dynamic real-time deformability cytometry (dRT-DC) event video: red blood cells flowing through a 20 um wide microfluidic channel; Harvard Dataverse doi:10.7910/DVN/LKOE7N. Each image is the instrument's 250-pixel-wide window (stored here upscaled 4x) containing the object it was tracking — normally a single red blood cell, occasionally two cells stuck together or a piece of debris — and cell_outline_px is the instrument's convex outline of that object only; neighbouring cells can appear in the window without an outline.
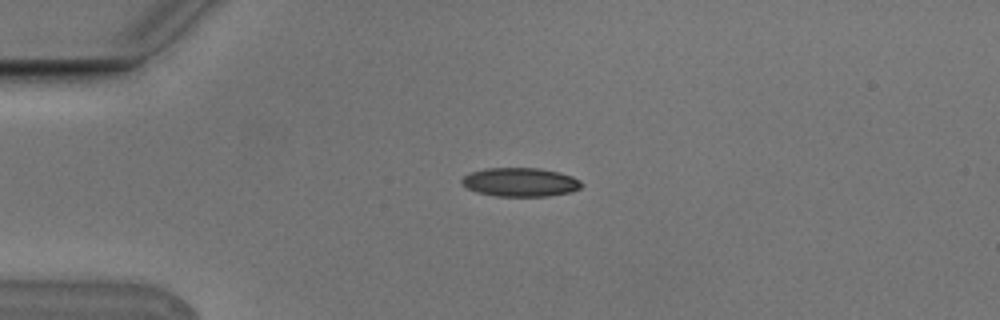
{"species": "Egyptian fruit bat (a non-hibernating species)", "species_latin": "Rousettus aegyptiacus", "temperature_condition": "cold", "stored_images_in_passage": 5, "camera_frame_rate_fps": 3000, "um_per_image_px": 0.085, "animal": {"sex": "male"}, "frame": {"image": 1, "passage_image": 4, "time_ms": 1.0, "image_size_px": [1000, 320], "cell_outline_px": [[584, 184], [580, 188], [572, 192], [548, 196], [496, 196], [476, 192], [460, 184], [460, 180], [464, 176], [472, 172], [484, 168], [540, 168], [560, 172], [572, 176], [580, 180]], "centroid_in_image_um": [44.24, 15.48], "position_along_channel_um": 40.8, "area_um2": 20.29}}